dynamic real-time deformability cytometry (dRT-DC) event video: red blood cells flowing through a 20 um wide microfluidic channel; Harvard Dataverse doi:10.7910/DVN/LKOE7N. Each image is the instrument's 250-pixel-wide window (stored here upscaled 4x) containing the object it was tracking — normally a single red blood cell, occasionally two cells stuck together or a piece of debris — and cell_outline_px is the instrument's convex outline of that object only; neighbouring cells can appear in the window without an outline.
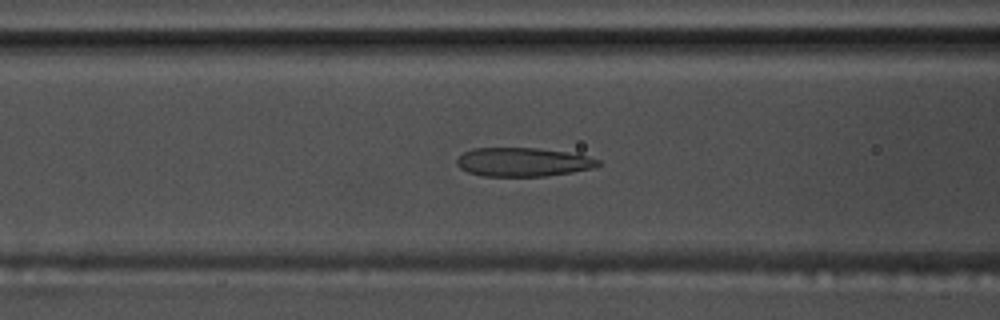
{"species": "common noctule bat (a hibernating species)", "species_latin": "Nyctalus noctula", "temperature_condition": "warm", "stored_images_in_passage": 54, "camera_frame_rate_fps": 3000, "um_per_image_px": 0.085, "animal": {"sex": "male", "body_mass_g": 17.5, "forearm_length_mm": 52.3}, "frame": {"image": 1, "passage_image": 22, "time_ms": 7.0, "image_size_px": [1000, 320], "cell_outline_px": [[600, 164], [592, 168], [572, 172], [544, 176], [484, 176], [468, 172], [460, 168], [456, 164], [456, 160], [464, 152], [472, 148], [536, 148], [564, 152], [588, 156], [600, 160]], "centroid_in_image_um": [44.42, 13.77], "position_along_channel_um": 122.2, "area_um2": 23.52}}
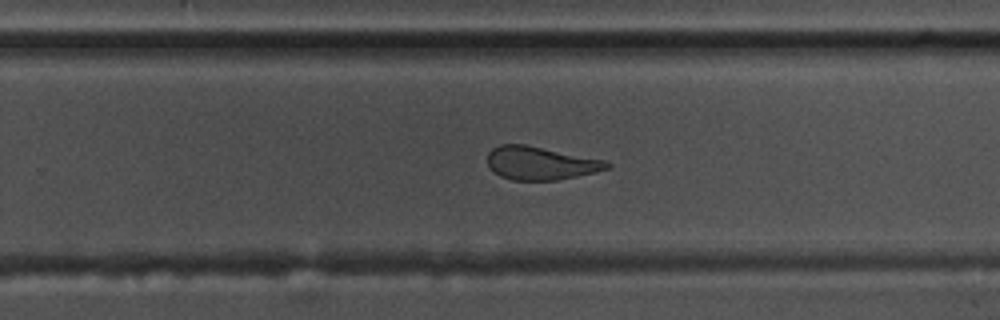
{"frame": {"image": 2, "passage_image": 35, "time_ms": 11.333, "image_size_px": [1000, 320], "cell_outline_px": [[612, 168], [596, 172], [556, 180], [512, 180], [500, 176], [488, 164], [488, 152], [492, 148], [500, 144], [524, 144], [608, 160], [612, 164]], "centroid_in_image_um": [46.01, 13.86], "position_along_channel_um": 283.8, "area_um2": 23.24}}
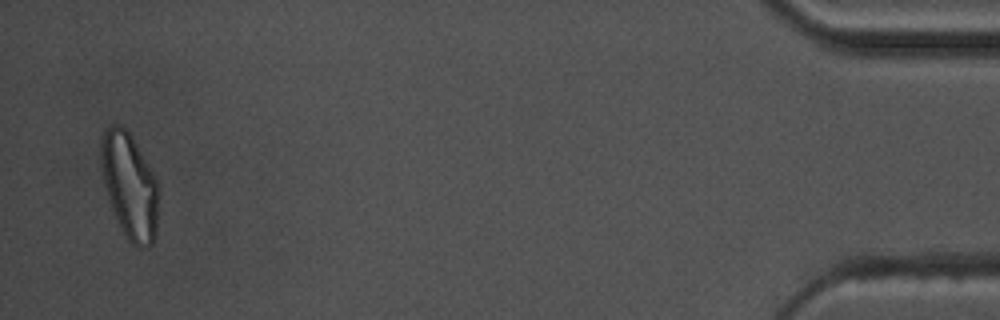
{"frame": {"image": 3, "passage_image": 53, "time_ms": 17.333, "image_size_px": [1000, 320], "cell_outline_px": [[160, 188], [156, 232], [152, 244], [148, 248], [136, 248], [124, 236], [120, 228], [108, 200], [100, 164], [100, 140], [104, 132], [112, 124], [120, 124], [132, 136], [156, 176], [160, 184]], "centroid_in_image_um": [11.04, 15.82], "position_along_channel_um": 424.2, "area_um2": 36.3}, "authors_computed_cell_mechanics": {"area_um2": 25.5476, "velocity_mm_per_s": 3.7373, "shape_relaxation_time_tau1_ms": 10.3963, "shape_relaxation_time_tau2_ms": 1.876, "deformation_change_tau1": 0.2541, "deformation_change_tau2": 0.1102}}